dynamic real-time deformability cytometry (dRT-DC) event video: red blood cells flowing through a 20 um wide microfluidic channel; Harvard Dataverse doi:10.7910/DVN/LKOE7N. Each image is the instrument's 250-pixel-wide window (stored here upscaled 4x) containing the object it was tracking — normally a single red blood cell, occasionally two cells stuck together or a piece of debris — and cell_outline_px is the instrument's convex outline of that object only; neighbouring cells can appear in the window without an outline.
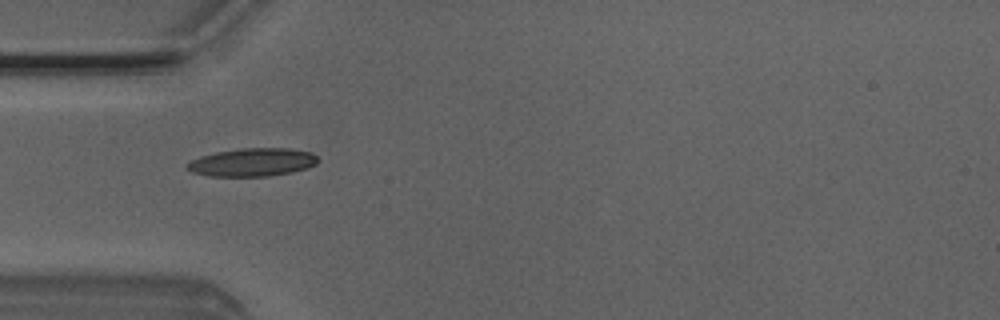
{"species": "Egyptian fruit bat (a non-hibernating species)", "species_latin": "Rousettus aegyptiacus", "temperature_condition": "room temperature", "stored_images_in_passage": 3, "camera_frame_rate_fps": 3000, "um_per_image_px": 0.085, "animal": {"sex": "male"}, "frame": {"image": 1, "passage_image": 1, "time_ms": 0.0, "image_size_px": [1000, 320], "cell_outline_px": [[320, 160], [316, 164], [292, 172], [268, 176], [208, 176], [192, 172], [184, 168], [184, 164], [200, 156], [216, 152], [240, 148], [288, 148], [312, 152]], "centroid_in_image_um": [21.42, 13.79], "position_along_channel_um": 63.6, "area_um2": 21.56}}